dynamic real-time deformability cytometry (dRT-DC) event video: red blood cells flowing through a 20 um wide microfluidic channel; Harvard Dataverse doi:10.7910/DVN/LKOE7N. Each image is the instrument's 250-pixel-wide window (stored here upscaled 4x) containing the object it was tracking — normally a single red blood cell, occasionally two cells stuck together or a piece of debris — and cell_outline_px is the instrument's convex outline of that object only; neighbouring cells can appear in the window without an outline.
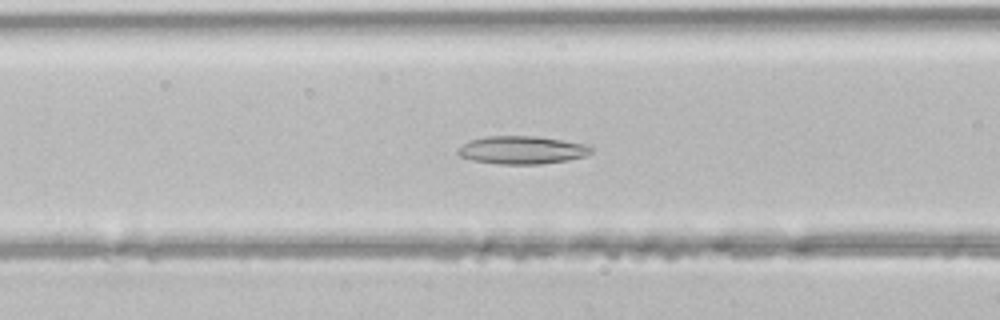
{"species": "common noctule bat (a hibernating species)", "species_latin": "Nyctalus noctula", "temperature_condition": "room temperature", "stored_images_in_passage": 35, "camera_frame_rate_fps": 3000, "um_per_image_px": 0.085, "animal": {"sex": "male", "body_mass_g": 21.5, "forearm_length_mm": 52.0}, "frame": {"image": 1, "passage_image": 12, "time_ms": 3.667, "image_size_px": [1000, 320], "cell_outline_px": [[592, 152], [584, 156], [564, 160], [540, 164], [500, 164], [472, 160], [460, 156], [456, 152], [456, 148], [472, 140], [484, 136], [536, 136], [592, 144]], "centroid_in_image_um": [44.38, 12.74], "position_along_channel_um": 122.2, "area_um2": 21.79}}
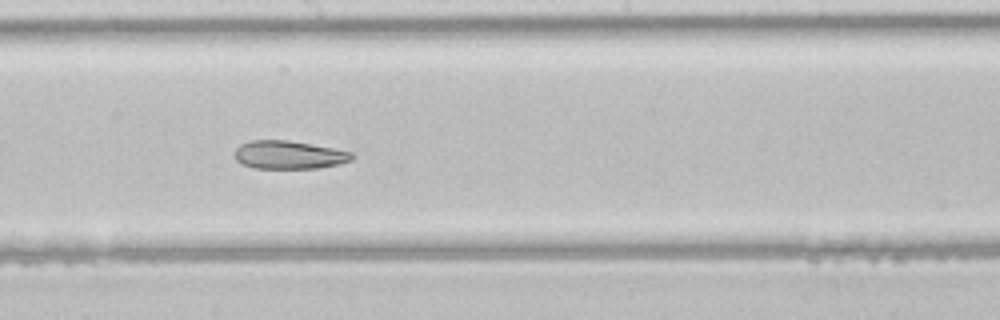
{"frame": {"image": 2, "passage_image": 19, "time_ms": 6.0, "image_size_px": [1000, 320], "cell_outline_px": [[356, 156], [352, 160], [340, 164], [316, 168], [256, 168], [244, 164], [236, 160], [236, 148], [240, 144], [248, 140], [288, 140], [332, 148], [352, 152]], "centroid_in_image_um": [24.59, 13.16], "position_along_channel_um": 223.6, "area_um2": 19.19}}
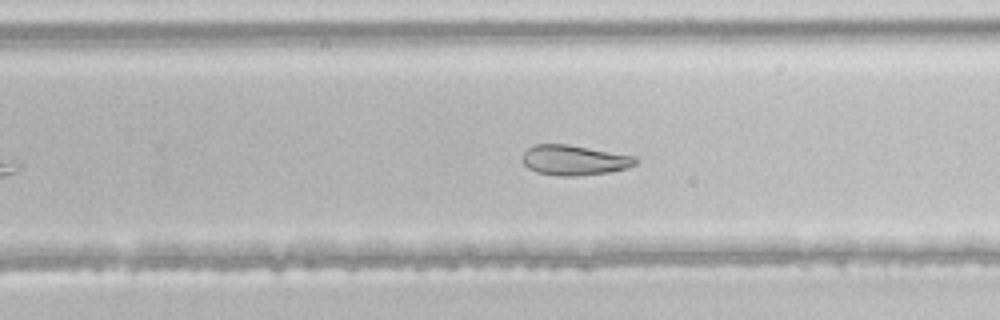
{"frame": {"image": 3, "passage_image": 23, "time_ms": 7.333, "image_size_px": [1000, 320], "cell_outline_px": [[636, 164], [628, 168], [608, 172], [576, 176], [560, 176], [536, 172], [528, 168], [524, 164], [520, 156], [532, 144], [568, 144], [636, 156]], "centroid_in_image_um": [48.78, 13.6], "position_along_channel_um": 281.0, "area_um2": 20.0}}